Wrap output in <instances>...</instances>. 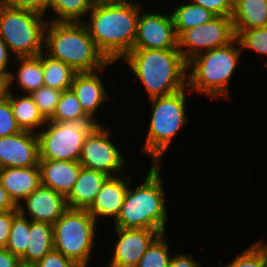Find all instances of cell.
Segmentation results:
<instances>
[{"label":"cell","instance_id":"f35d334b","mask_svg":"<svg viewBox=\"0 0 267 267\" xmlns=\"http://www.w3.org/2000/svg\"><path fill=\"white\" fill-rule=\"evenodd\" d=\"M12 219L13 210L0 211V248H6L11 231Z\"/></svg>","mask_w":267,"mask_h":267},{"label":"cell","instance_id":"44dd1931","mask_svg":"<svg viewBox=\"0 0 267 267\" xmlns=\"http://www.w3.org/2000/svg\"><path fill=\"white\" fill-rule=\"evenodd\" d=\"M108 178L103 172L82 167L74 188L67 197L68 208L88 210Z\"/></svg>","mask_w":267,"mask_h":267},{"label":"cell","instance_id":"d4e9b609","mask_svg":"<svg viewBox=\"0 0 267 267\" xmlns=\"http://www.w3.org/2000/svg\"><path fill=\"white\" fill-rule=\"evenodd\" d=\"M95 3V0H50L48 21L83 22ZM51 13L55 18L50 17Z\"/></svg>","mask_w":267,"mask_h":267},{"label":"cell","instance_id":"277c9868","mask_svg":"<svg viewBox=\"0 0 267 267\" xmlns=\"http://www.w3.org/2000/svg\"><path fill=\"white\" fill-rule=\"evenodd\" d=\"M44 53L69 65L77 73L95 72L110 63L97 48L83 22L48 21L44 32Z\"/></svg>","mask_w":267,"mask_h":267},{"label":"cell","instance_id":"836d02e7","mask_svg":"<svg viewBox=\"0 0 267 267\" xmlns=\"http://www.w3.org/2000/svg\"><path fill=\"white\" fill-rule=\"evenodd\" d=\"M21 129L18 127L16 119L7 97L0 100V137L10 136L19 133Z\"/></svg>","mask_w":267,"mask_h":267},{"label":"cell","instance_id":"4316f807","mask_svg":"<svg viewBox=\"0 0 267 267\" xmlns=\"http://www.w3.org/2000/svg\"><path fill=\"white\" fill-rule=\"evenodd\" d=\"M44 84L47 87L64 91L71 88L77 72L60 60L53 59L42 52Z\"/></svg>","mask_w":267,"mask_h":267},{"label":"cell","instance_id":"5bb4252c","mask_svg":"<svg viewBox=\"0 0 267 267\" xmlns=\"http://www.w3.org/2000/svg\"><path fill=\"white\" fill-rule=\"evenodd\" d=\"M115 63L110 62L105 68L95 72L77 73L72 81L71 89L76 94L84 113L96 124H102L99 120L100 116H98L100 114L98 112L99 108L101 106L103 108V105L112 99L106 91L101 74Z\"/></svg>","mask_w":267,"mask_h":267},{"label":"cell","instance_id":"d6a6232c","mask_svg":"<svg viewBox=\"0 0 267 267\" xmlns=\"http://www.w3.org/2000/svg\"><path fill=\"white\" fill-rule=\"evenodd\" d=\"M223 261L218 259L220 267H265L262 253L251 243L243 252L235 254L234 259L222 266Z\"/></svg>","mask_w":267,"mask_h":267},{"label":"cell","instance_id":"e0dca14e","mask_svg":"<svg viewBox=\"0 0 267 267\" xmlns=\"http://www.w3.org/2000/svg\"><path fill=\"white\" fill-rule=\"evenodd\" d=\"M123 174L126 178H124ZM123 174L109 177L102 185L95 201L88 209V212L97 222L99 220L102 222V219L105 220V218L115 220L118 217L129 183L133 180L129 173L126 174L124 172Z\"/></svg>","mask_w":267,"mask_h":267},{"label":"cell","instance_id":"3957f363","mask_svg":"<svg viewBox=\"0 0 267 267\" xmlns=\"http://www.w3.org/2000/svg\"><path fill=\"white\" fill-rule=\"evenodd\" d=\"M149 99L187 87V67L178 49H132L122 60Z\"/></svg>","mask_w":267,"mask_h":267},{"label":"cell","instance_id":"e575fe53","mask_svg":"<svg viewBox=\"0 0 267 267\" xmlns=\"http://www.w3.org/2000/svg\"><path fill=\"white\" fill-rule=\"evenodd\" d=\"M6 6L37 12L47 18L50 0H0Z\"/></svg>","mask_w":267,"mask_h":267},{"label":"cell","instance_id":"f546056e","mask_svg":"<svg viewBox=\"0 0 267 267\" xmlns=\"http://www.w3.org/2000/svg\"><path fill=\"white\" fill-rule=\"evenodd\" d=\"M78 119H90L83 111L76 94L70 88L62 91L53 115L47 121L66 122Z\"/></svg>","mask_w":267,"mask_h":267},{"label":"cell","instance_id":"8d00e7d4","mask_svg":"<svg viewBox=\"0 0 267 267\" xmlns=\"http://www.w3.org/2000/svg\"><path fill=\"white\" fill-rule=\"evenodd\" d=\"M36 267H80L74 261L64 256L56 250L48 252L38 263Z\"/></svg>","mask_w":267,"mask_h":267},{"label":"cell","instance_id":"ee69618b","mask_svg":"<svg viewBox=\"0 0 267 267\" xmlns=\"http://www.w3.org/2000/svg\"><path fill=\"white\" fill-rule=\"evenodd\" d=\"M252 244L262 253L265 267H267V242L266 243L265 241L262 242L261 238V240H258L257 242L254 243L252 242Z\"/></svg>","mask_w":267,"mask_h":267},{"label":"cell","instance_id":"603a6c76","mask_svg":"<svg viewBox=\"0 0 267 267\" xmlns=\"http://www.w3.org/2000/svg\"><path fill=\"white\" fill-rule=\"evenodd\" d=\"M234 31L267 27V0H234Z\"/></svg>","mask_w":267,"mask_h":267},{"label":"cell","instance_id":"7c38bea8","mask_svg":"<svg viewBox=\"0 0 267 267\" xmlns=\"http://www.w3.org/2000/svg\"><path fill=\"white\" fill-rule=\"evenodd\" d=\"M142 9L133 49H178V36L170 13Z\"/></svg>","mask_w":267,"mask_h":267},{"label":"cell","instance_id":"484cf974","mask_svg":"<svg viewBox=\"0 0 267 267\" xmlns=\"http://www.w3.org/2000/svg\"><path fill=\"white\" fill-rule=\"evenodd\" d=\"M187 2L175 5L170 11L177 36L184 30L207 23L216 17L215 14L204 7Z\"/></svg>","mask_w":267,"mask_h":267},{"label":"cell","instance_id":"83f0119b","mask_svg":"<svg viewBox=\"0 0 267 267\" xmlns=\"http://www.w3.org/2000/svg\"><path fill=\"white\" fill-rule=\"evenodd\" d=\"M30 232V219L23 216L18 209L13 210L11 231L6 245V249L19 259L25 254L28 234Z\"/></svg>","mask_w":267,"mask_h":267},{"label":"cell","instance_id":"2e32d148","mask_svg":"<svg viewBox=\"0 0 267 267\" xmlns=\"http://www.w3.org/2000/svg\"><path fill=\"white\" fill-rule=\"evenodd\" d=\"M39 148L36 133H19L0 137V169L38 166Z\"/></svg>","mask_w":267,"mask_h":267},{"label":"cell","instance_id":"4dcf8cb0","mask_svg":"<svg viewBox=\"0 0 267 267\" xmlns=\"http://www.w3.org/2000/svg\"><path fill=\"white\" fill-rule=\"evenodd\" d=\"M234 32L240 43L241 50H249L258 56L260 55L261 58L265 57V62L263 63L267 67V27Z\"/></svg>","mask_w":267,"mask_h":267},{"label":"cell","instance_id":"4fadbf2b","mask_svg":"<svg viewBox=\"0 0 267 267\" xmlns=\"http://www.w3.org/2000/svg\"><path fill=\"white\" fill-rule=\"evenodd\" d=\"M114 247L104 267H136L149 246L161 234L158 230L113 227ZM117 239V240H116Z\"/></svg>","mask_w":267,"mask_h":267},{"label":"cell","instance_id":"8992f818","mask_svg":"<svg viewBox=\"0 0 267 267\" xmlns=\"http://www.w3.org/2000/svg\"><path fill=\"white\" fill-rule=\"evenodd\" d=\"M188 91V92H187ZM188 87L175 93L150 98V121L145 141L139 153L150 157L151 164H161L162 159L178 134L189 124L187 114ZM184 127V128H183ZM183 128V129H182Z\"/></svg>","mask_w":267,"mask_h":267},{"label":"cell","instance_id":"7402d4cb","mask_svg":"<svg viewBox=\"0 0 267 267\" xmlns=\"http://www.w3.org/2000/svg\"><path fill=\"white\" fill-rule=\"evenodd\" d=\"M8 91L7 98L13 111L18 127L21 131L38 133L46 124L47 120L39 112L30 94H20Z\"/></svg>","mask_w":267,"mask_h":267},{"label":"cell","instance_id":"ab89813d","mask_svg":"<svg viewBox=\"0 0 267 267\" xmlns=\"http://www.w3.org/2000/svg\"><path fill=\"white\" fill-rule=\"evenodd\" d=\"M10 53L7 45L0 36V73L9 76L10 69L13 66L14 57ZM12 58V59H11ZM12 64V66H11Z\"/></svg>","mask_w":267,"mask_h":267},{"label":"cell","instance_id":"30bf717a","mask_svg":"<svg viewBox=\"0 0 267 267\" xmlns=\"http://www.w3.org/2000/svg\"><path fill=\"white\" fill-rule=\"evenodd\" d=\"M111 130L105 124H97L90 131L83 143L79 163L82 167L115 177L122 175L126 155L120 151L118 143L113 142Z\"/></svg>","mask_w":267,"mask_h":267},{"label":"cell","instance_id":"bcb514c9","mask_svg":"<svg viewBox=\"0 0 267 267\" xmlns=\"http://www.w3.org/2000/svg\"><path fill=\"white\" fill-rule=\"evenodd\" d=\"M96 2H101V1H120V0H95Z\"/></svg>","mask_w":267,"mask_h":267},{"label":"cell","instance_id":"cb8c5ba5","mask_svg":"<svg viewBox=\"0 0 267 267\" xmlns=\"http://www.w3.org/2000/svg\"><path fill=\"white\" fill-rule=\"evenodd\" d=\"M27 244L26 252L20 260L31 264L38 263L54 249L52 224L30 220Z\"/></svg>","mask_w":267,"mask_h":267},{"label":"cell","instance_id":"f6af8a7d","mask_svg":"<svg viewBox=\"0 0 267 267\" xmlns=\"http://www.w3.org/2000/svg\"><path fill=\"white\" fill-rule=\"evenodd\" d=\"M14 267H36L35 264L27 263L19 260V262Z\"/></svg>","mask_w":267,"mask_h":267},{"label":"cell","instance_id":"ac0fdd59","mask_svg":"<svg viewBox=\"0 0 267 267\" xmlns=\"http://www.w3.org/2000/svg\"><path fill=\"white\" fill-rule=\"evenodd\" d=\"M38 167L41 185L67 198L74 188L82 165L79 161L39 160Z\"/></svg>","mask_w":267,"mask_h":267},{"label":"cell","instance_id":"d6986e66","mask_svg":"<svg viewBox=\"0 0 267 267\" xmlns=\"http://www.w3.org/2000/svg\"><path fill=\"white\" fill-rule=\"evenodd\" d=\"M0 182L13 202L18 205L41 185L39 167L1 168Z\"/></svg>","mask_w":267,"mask_h":267},{"label":"cell","instance_id":"f1b7e54d","mask_svg":"<svg viewBox=\"0 0 267 267\" xmlns=\"http://www.w3.org/2000/svg\"><path fill=\"white\" fill-rule=\"evenodd\" d=\"M167 233L160 234L138 261L136 267H170V253Z\"/></svg>","mask_w":267,"mask_h":267},{"label":"cell","instance_id":"74e56055","mask_svg":"<svg viewBox=\"0 0 267 267\" xmlns=\"http://www.w3.org/2000/svg\"><path fill=\"white\" fill-rule=\"evenodd\" d=\"M194 254L179 252L175 253L170 260V267H203V262L199 259L193 258Z\"/></svg>","mask_w":267,"mask_h":267},{"label":"cell","instance_id":"7a4b0ae2","mask_svg":"<svg viewBox=\"0 0 267 267\" xmlns=\"http://www.w3.org/2000/svg\"><path fill=\"white\" fill-rule=\"evenodd\" d=\"M162 164H151L148 172L135 188L129 183L123 205L113 227L139 228L167 232L169 212L166 204V189L161 172Z\"/></svg>","mask_w":267,"mask_h":267},{"label":"cell","instance_id":"60d3db41","mask_svg":"<svg viewBox=\"0 0 267 267\" xmlns=\"http://www.w3.org/2000/svg\"><path fill=\"white\" fill-rule=\"evenodd\" d=\"M17 210V205L10 198L0 182V211Z\"/></svg>","mask_w":267,"mask_h":267},{"label":"cell","instance_id":"1f68e13d","mask_svg":"<svg viewBox=\"0 0 267 267\" xmlns=\"http://www.w3.org/2000/svg\"><path fill=\"white\" fill-rule=\"evenodd\" d=\"M61 94L62 91L58 89L42 86L38 90L33 91L30 96L38 106L39 112L48 120L53 115Z\"/></svg>","mask_w":267,"mask_h":267},{"label":"cell","instance_id":"9a60e30c","mask_svg":"<svg viewBox=\"0 0 267 267\" xmlns=\"http://www.w3.org/2000/svg\"><path fill=\"white\" fill-rule=\"evenodd\" d=\"M17 209L31 221L53 225L69 208L64 195L40 185L17 205Z\"/></svg>","mask_w":267,"mask_h":267},{"label":"cell","instance_id":"ffe728a7","mask_svg":"<svg viewBox=\"0 0 267 267\" xmlns=\"http://www.w3.org/2000/svg\"><path fill=\"white\" fill-rule=\"evenodd\" d=\"M14 59L15 62L13 61V67L15 70L17 66V70L13 72V69L11 68L8 76V91H15V87L18 86L16 89L18 91L17 93L31 94L33 91L45 86L43 79L42 53L37 56L16 57Z\"/></svg>","mask_w":267,"mask_h":267},{"label":"cell","instance_id":"5b68a950","mask_svg":"<svg viewBox=\"0 0 267 267\" xmlns=\"http://www.w3.org/2000/svg\"><path fill=\"white\" fill-rule=\"evenodd\" d=\"M242 50L235 38L231 43L208 50L188 62L187 87L210 99H230V84L239 67ZM217 98V99H216Z\"/></svg>","mask_w":267,"mask_h":267},{"label":"cell","instance_id":"ba28073f","mask_svg":"<svg viewBox=\"0 0 267 267\" xmlns=\"http://www.w3.org/2000/svg\"><path fill=\"white\" fill-rule=\"evenodd\" d=\"M48 19L30 10L12 8L0 2V36L16 57L44 52V32Z\"/></svg>","mask_w":267,"mask_h":267},{"label":"cell","instance_id":"7bdbcfd3","mask_svg":"<svg viewBox=\"0 0 267 267\" xmlns=\"http://www.w3.org/2000/svg\"><path fill=\"white\" fill-rule=\"evenodd\" d=\"M8 93V76L0 73V100L4 99Z\"/></svg>","mask_w":267,"mask_h":267},{"label":"cell","instance_id":"d590c367","mask_svg":"<svg viewBox=\"0 0 267 267\" xmlns=\"http://www.w3.org/2000/svg\"><path fill=\"white\" fill-rule=\"evenodd\" d=\"M211 11L216 16H231L234 0H188Z\"/></svg>","mask_w":267,"mask_h":267},{"label":"cell","instance_id":"6da1fadb","mask_svg":"<svg viewBox=\"0 0 267 267\" xmlns=\"http://www.w3.org/2000/svg\"><path fill=\"white\" fill-rule=\"evenodd\" d=\"M136 2H96L83 21L97 48L110 62L121 64V60L133 49L138 18L144 9L143 2Z\"/></svg>","mask_w":267,"mask_h":267},{"label":"cell","instance_id":"9c48e42d","mask_svg":"<svg viewBox=\"0 0 267 267\" xmlns=\"http://www.w3.org/2000/svg\"><path fill=\"white\" fill-rule=\"evenodd\" d=\"M96 125L91 119L47 121L37 133L39 160L79 161L83 143Z\"/></svg>","mask_w":267,"mask_h":267},{"label":"cell","instance_id":"8fae6325","mask_svg":"<svg viewBox=\"0 0 267 267\" xmlns=\"http://www.w3.org/2000/svg\"><path fill=\"white\" fill-rule=\"evenodd\" d=\"M235 38L231 16H216L207 23L182 31L178 35V50L188 63L199 54L225 46Z\"/></svg>","mask_w":267,"mask_h":267},{"label":"cell","instance_id":"52a82bcc","mask_svg":"<svg viewBox=\"0 0 267 267\" xmlns=\"http://www.w3.org/2000/svg\"><path fill=\"white\" fill-rule=\"evenodd\" d=\"M97 223L88 210L69 208L52 225L54 250L78 266L88 267L93 257V248L98 242Z\"/></svg>","mask_w":267,"mask_h":267},{"label":"cell","instance_id":"b9f144b4","mask_svg":"<svg viewBox=\"0 0 267 267\" xmlns=\"http://www.w3.org/2000/svg\"><path fill=\"white\" fill-rule=\"evenodd\" d=\"M19 260L17 256L6 248H0V267H14Z\"/></svg>","mask_w":267,"mask_h":267}]
</instances>
